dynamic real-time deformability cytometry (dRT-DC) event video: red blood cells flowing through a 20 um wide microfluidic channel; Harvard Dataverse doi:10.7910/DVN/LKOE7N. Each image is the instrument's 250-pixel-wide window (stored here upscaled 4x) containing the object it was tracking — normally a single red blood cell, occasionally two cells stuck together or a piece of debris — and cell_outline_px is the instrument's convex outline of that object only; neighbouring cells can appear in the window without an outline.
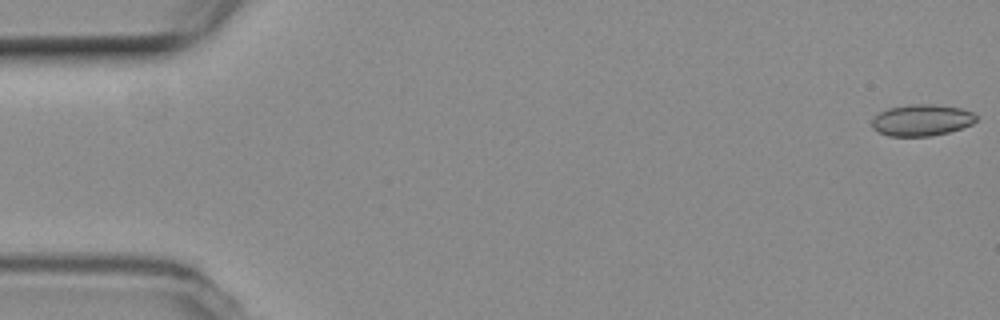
{"species": "common noctule bat (a hibernating species)", "species_latin": "Nyctalus noctula", "temperature_condition": "room temperature", "stored_images_in_passage": 53, "camera_frame_rate_fps": 3000, "um_per_image_px": 0.085, "animal": {"sex": "female", "body_mass_g": 19.3, "forearm_length_mm": 54.1}, "frame": {"image": 1, "passage_image": 1, "time_ms": 0.0, "image_size_px": [1000, 320], "cell_outline_px": [[976, 120], [972, 124], [948, 132], [928, 136], [888, 136], [876, 132], [872, 128], [872, 120], [880, 112], [888, 108], [908, 104], [932, 104], [960, 108], [972, 112], [976, 116]], "centroid_in_image_um": [78.3, 10.21], "position_along_channel_um": 6.7, "area_um2": 19.07}}
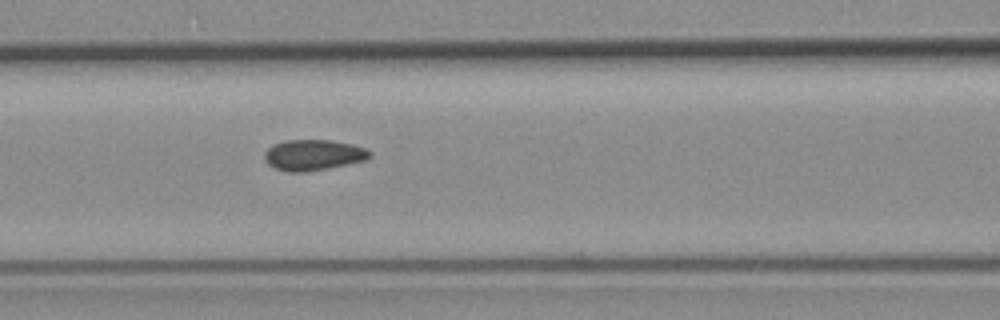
{"frame": {"image": 2, "passage_image": 23, "time_ms": 7.333, "image_size_px": [1000, 320], "cell_outline_px": [[372, 156], [364, 160], [328, 168], [304, 172], [288, 172], [276, 168], [268, 164], [264, 156], [264, 152], [268, 148], [284, 140], [328, 140], [352, 144], [364, 148], [372, 152]], "centroid_in_image_um": [26.63, 13.17], "position_along_channel_um": 140.0, "area_um2": 18.67}}
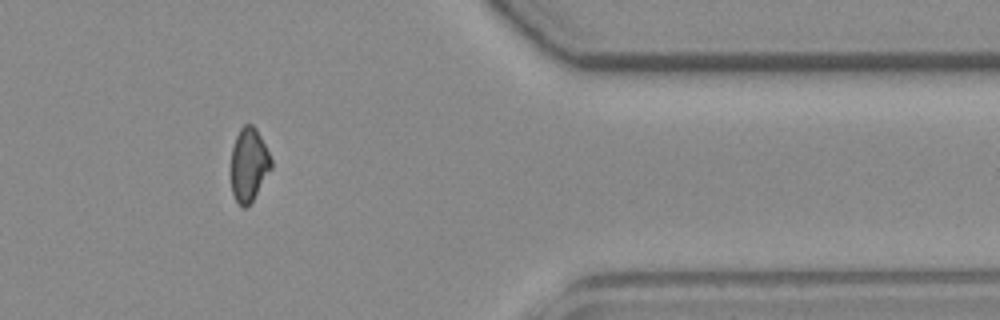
{"frame": {"image": 3, "passage_image": 45, "time_ms": 14.667, "image_size_px": [1000, 320], "cell_outline_px": [[272, 168], [252, 200], [244, 208], [236, 200], [232, 192], [232, 148], [236, 136], [240, 128], [244, 124], [252, 124], [256, 128], [272, 160]], "centroid_in_image_um": [21.16, 13.96], "position_along_channel_um": 390.2, "area_um2": 16.82}, "authors_computed_cell_mechanics": {"area_um2": 18.4382, "velocity_mm_per_s": 3.7546, "shape_relaxation_time_tau1_ms": null, "shape_relaxation_time_tau2_ms": 2.0027, "deformation_change_tau1": null, "deformation_change_tau2": 0.0622}}